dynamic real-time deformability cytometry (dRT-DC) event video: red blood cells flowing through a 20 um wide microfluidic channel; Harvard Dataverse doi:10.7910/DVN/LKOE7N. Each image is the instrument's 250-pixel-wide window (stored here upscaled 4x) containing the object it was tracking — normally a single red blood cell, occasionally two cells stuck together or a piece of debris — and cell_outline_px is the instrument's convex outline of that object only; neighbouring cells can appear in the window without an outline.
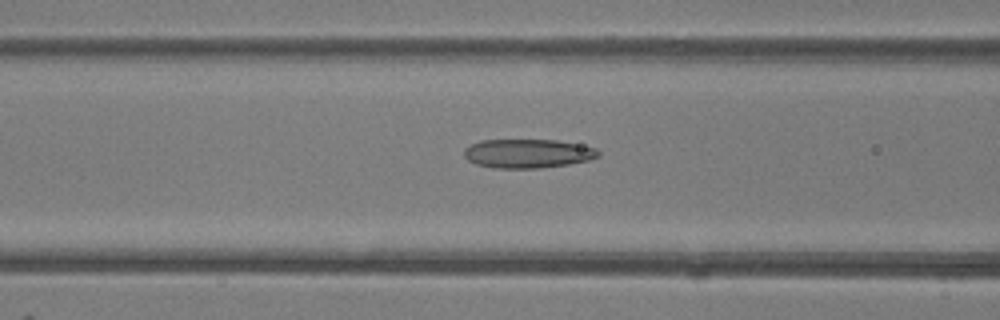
{"species": "common noctule bat (a hibernating species)", "species_latin": "Nyctalus noctula", "temperature_condition": "room temperature", "stored_images_in_passage": 48, "camera_frame_rate_fps": 3000, "um_per_image_px": 0.085, "animal": {"sex": "female"}, "frame": {"image": 1, "passage_image": 19, "time_ms": 6.0, "image_size_px": [1000, 320], "cell_outline_px": [[600, 156], [588, 160], [568, 164], [540, 168], [492, 168], [476, 164], [468, 160], [464, 156], [464, 148], [480, 140], [556, 140], [596, 148], [600, 152]], "centroid_in_image_um": [44.83, 13.05], "position_along_channel_um": 121.8, "area_um2": 22.6}}
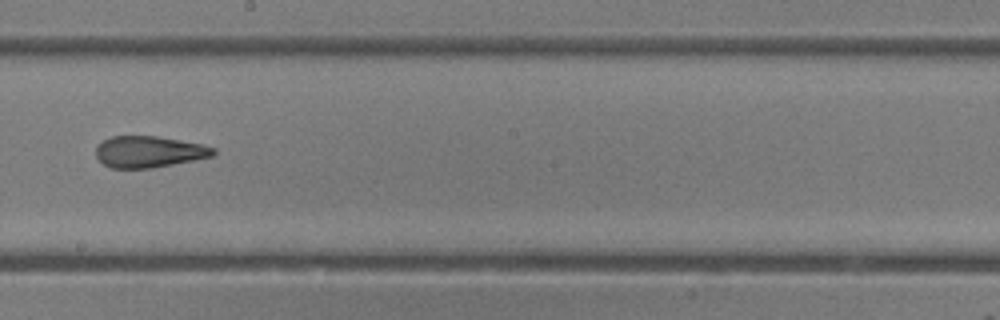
{"frame": {"image": 2, "passage_image": 27, "time_ms": 8.667, "image_size_px": [1000, 320], "cell_outline_px": [[216, 152], [212, 156], [152, 168], [112, 168], [104, 164], [96, 156], [96, 148], [104, 140], [112, 136], [156, 136], [204, 144], [216, 148]], "centroid_in_image_um": [12.68, 12.89], "position_along_channel_um": 235.5, "area_um2": 21.33}}
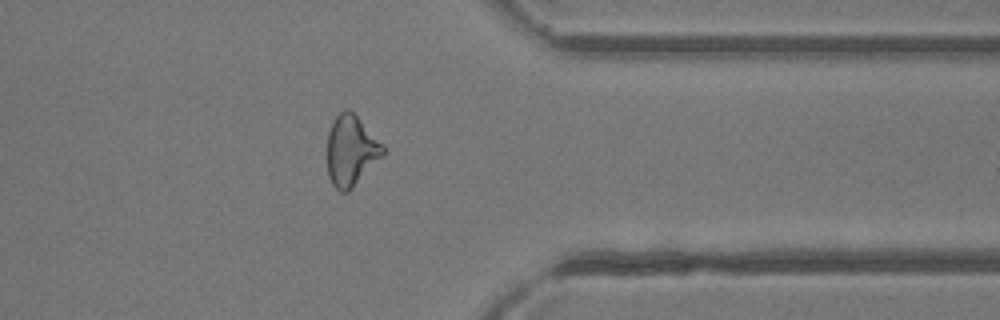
{"frame": {"image": 3, "passage_image": 38, "time_ms": 12.333, "image_size_px": [1000, 320], "cell_outline_px": [[384, 152], [352, 188], [348, 192], [340, 192], [332, 184], [328, 176], [328, 132], [336, 116], [344, 108], [348, 108], [384, 144]], "centroid_in_image_um": [29.82, 12.79], "position_along_channel_um": 381.6, "area_um2": 22.43}, "authors_computed_cell_mechanics": {"area_um2": 23.4668, "velocity_mm_per_s": 4.2574, "shape_relaxation_time_tau1_ms": null, "shape_relaxation_time_tau2_ms": 1.8619, "deformation_change_tau1": null, "deformation_change_tau2": 0.116}}